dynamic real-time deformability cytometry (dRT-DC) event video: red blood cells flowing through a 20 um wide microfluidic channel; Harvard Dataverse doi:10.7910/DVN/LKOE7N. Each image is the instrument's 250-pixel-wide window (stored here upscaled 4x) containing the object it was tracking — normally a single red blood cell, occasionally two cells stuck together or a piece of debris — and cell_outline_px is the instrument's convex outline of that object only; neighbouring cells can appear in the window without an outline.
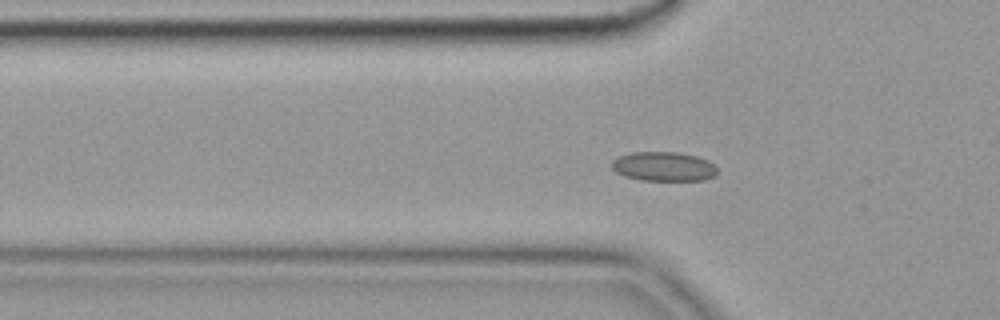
{"species": "common noctule bat (a hibernating species)", "species_latin": "Nyctalus noctula", "temperature_condition": "cold", "stored_images_in_passage": 51, "camera_frame_rate_fps": 3000, "um_per_image_px": 0.085, "animal": {"sex": "female", "body_mass_g": 19.9}, "frame": {"image": 1, "passage_image": 12, "time_ms": 3.667, "image_size_px": [1000, 320], "cell_outline_px": [[716, 176], [704, 180], [640, 180], [624, 176], [616, 172], [612, 168], [612, 160], [620, 156], [632, 152], [680, 152], [696, 156], [708, 160], [716, 168]], "centroid_in_image_um": [56.41, 14.15], "position_along_channel_um": 69.4, "area_um2": 18.03}}
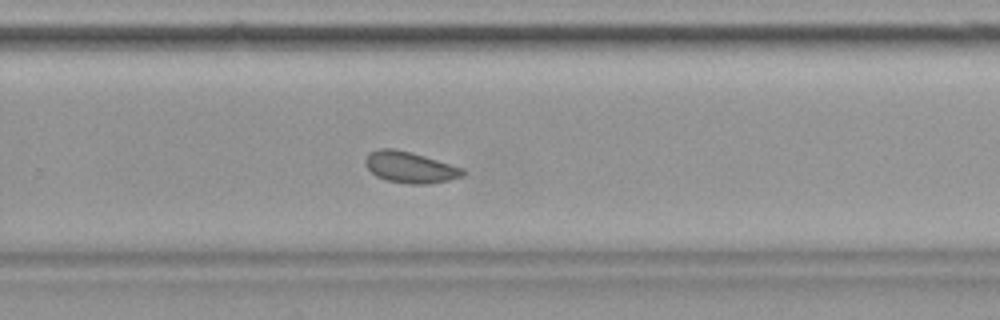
{"frame": {"image": 2, "passage_image": 31, "time_ms": 10.0, "image_size_px": [1000, 320], "cell_outline_px": [[464, 176], [448, 180], [428, 184], [408, 184], [388, 180], [376, 176], [364, 164], [364, 160], [368, 152], [380, 148], [396, 148], [412, 152], [464, 168]], "centroid_in_image_um": [34.83, 14.2], "position_along_channel_um": 295.0, "area_um2": 17.86}}
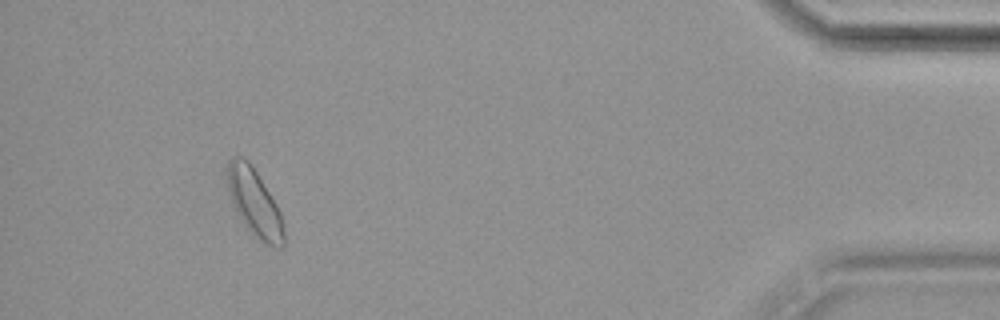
{"frame": {"image": 3, "passage_image": 46, "time_ms": 15.0, "image_size_px": [1000, 320], "cell_outline_px": [[284, 244], [280, 248], [268, 244], [260, 240], [244, 224], [236, 212], [232, 204], [228, 188], [228, 160], [232, 156], [240, 156], [248, 160], [256, 172], [276, 204], [280, 212], [284, 224]], "centroid_in_image_um": [21.63, 17.22], "position_along_channel_um": 413.6, "area_um2": 21.73}, "authors_computed_cell_mechanics": {"area_um2": 18.0336, "velocity_mm_per_s": 3.5708, "shape_relaxation_time_tau1_ms": null, "shape_relaxation_time_tau2_ms": 3.8922, "deformation_change_tau1": null, "deformation_change_tau2": 0.0652}}